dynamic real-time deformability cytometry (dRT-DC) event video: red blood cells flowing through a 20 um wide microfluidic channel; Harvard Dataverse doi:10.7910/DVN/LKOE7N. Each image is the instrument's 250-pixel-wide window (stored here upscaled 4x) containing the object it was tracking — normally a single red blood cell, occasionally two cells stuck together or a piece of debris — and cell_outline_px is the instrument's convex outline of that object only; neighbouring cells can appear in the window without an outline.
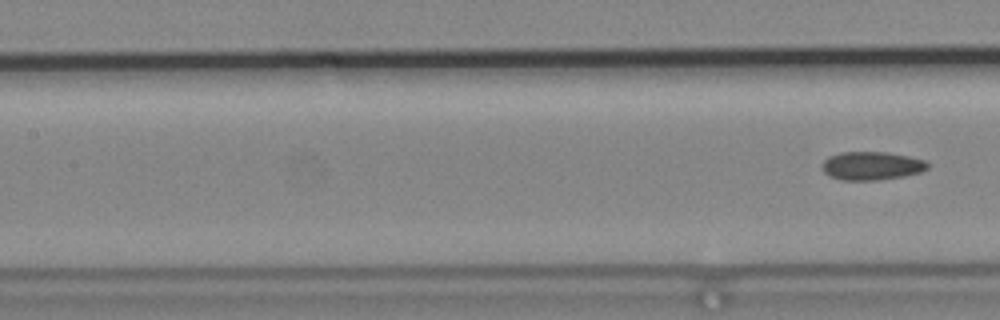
{"species": "common noctule bat (a hibernating species)", "species_latin": "Nyctalus noctula", "temperature_condition": "cold", "stored_images_in_passage": 8, "segment_of_instrument_passage": [2, 2], "camera_frame_rate_fps": 3000, "um_per_image_px": 0.085, "animal": {"sex": "male", "body_mass_g": 19.2, "forearm_length_mm": 51.8}, "frame": {"image": 1, "passage_image": 8, "time_ms": 2.333, "image_size_px": [1000, 320], "cell_outline_px": [[928, 168], [920, 172], [904, 176], [876, 180], [840, 180], [828, 176], [824, 172], [824, 160], [828, 156], [840, 152], [884, 152], [908, 156], [924, 160], [928, 164]], "centroid_in_image_um": [74.07, 14.09], "position_along_channel_um": 133.3, "area_um2": 17.34}}